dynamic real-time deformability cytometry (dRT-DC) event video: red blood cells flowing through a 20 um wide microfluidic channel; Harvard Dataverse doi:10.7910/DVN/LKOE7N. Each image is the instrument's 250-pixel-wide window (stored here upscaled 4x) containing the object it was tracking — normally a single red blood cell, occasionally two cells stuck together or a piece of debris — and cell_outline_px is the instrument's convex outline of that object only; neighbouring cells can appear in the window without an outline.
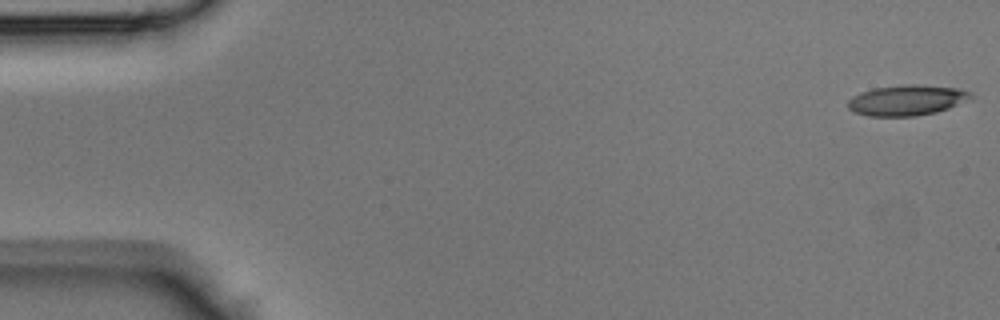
{"species": "Egyptian fruit bat (a non-hibernating species)", "species_latin": "Rousettus aegyptiacus", "temperature_condition": "room temperature", "stored_images_in_passage": 44, "camera_frame_rate_fps": 3000, "um_per_image_px": 0.085, "animal": {"sex": "male"}, "frame": {"image": 1, "passage_image": 1, "time_ms": 0.0, "image_size_px": [1000, 320], "cell_outline_px": [[972, 96], [948, 108], [936, 112], [916, 116], [868, 116], [856, 112], [848, 108], [848, 100], [852, 96], [860, 92], [872, 88], [904, 84], [916, 84], [960, 88], [972, 92]], "centroid_in_image_um": [77.04, 8.5], "position_along_channel_um": 8.0, "area_um2": 21.79}}
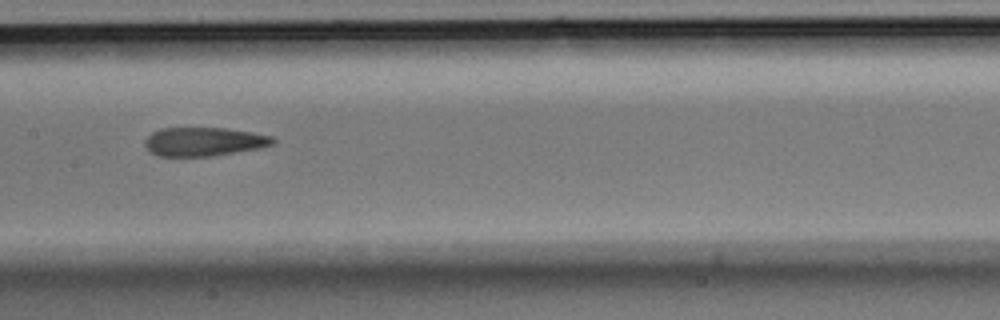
{"frame": {"image": 2, "passage_image": 22, "time_ms": 7.0, "image_size_px": [1000, 320], "cell_outline_px": [[276, 140], [272, 144], [256, 148], [212, 156], [160, 156], [148, 152], [144, 144], [144, 140], [152, 132], [160, 128], [224, 128], [252, 132], [272, 136]], "centroid_in_image_um": [17.27, 12.03], "position_along_channel_um": 190.1, "area_um2": 21.33}}
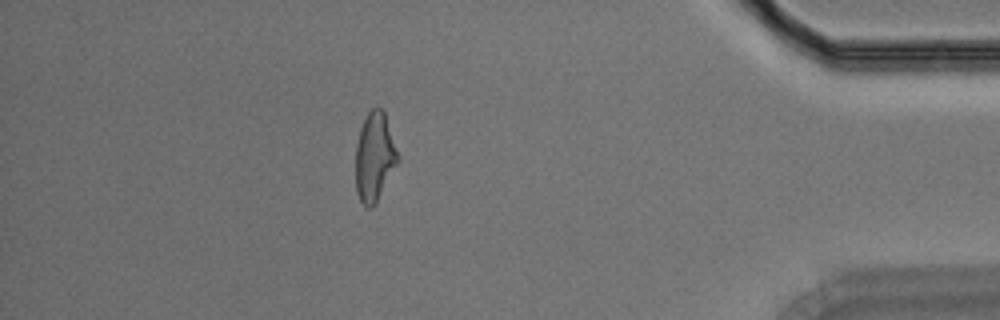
{"frame": {"image": 3, "passage_image": 39, "time_ms": 12.667, "image_size_px": [1000, 320], "cell_outline_px": [[400, 160], [372, 208], [368, 208], [360, 200], [356, 192], [356, 144], [360, 128], [368, 112], [372, 108], [380, 108], [384, 112], [400, 156]], "centroid_in_image_um": [31.84, 13.33], "position_along_channel_um": 403.4, "area_um2": 21.73}}